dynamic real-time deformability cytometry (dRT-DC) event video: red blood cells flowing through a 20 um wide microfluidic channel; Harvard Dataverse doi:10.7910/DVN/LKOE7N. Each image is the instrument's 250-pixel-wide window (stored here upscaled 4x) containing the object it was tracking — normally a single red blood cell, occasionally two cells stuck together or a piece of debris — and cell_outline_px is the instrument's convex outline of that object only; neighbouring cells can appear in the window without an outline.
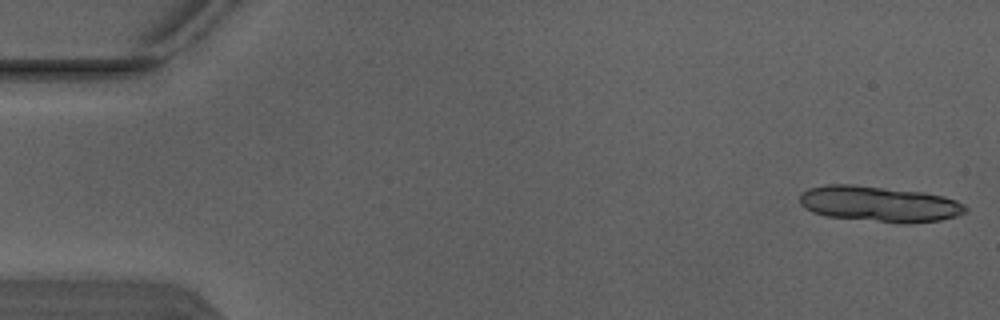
{"species": "Egyptian fruit bat (a non-hibernating species)", "species_latin": "Rousettus aegyptiacus", "temperature_condition": "warm", "stored_images_in_passage": 5, "camera_frame_rate_fps": 3000, "um_per_image_px": 0.085, "animal": {"sex": "male"}, "frame": {"image": 1, "passage_image": 1, "time_ms": 0.0, "image_size_px": [1000, 320], "cell_outline_px": [[968, 212], [956, 216], [940, 220], [904, 224], [828, 216], [812, 212], [804, 208], [800, 204], [800, 196], [808, 188], [824, 184], [852, 184], [924, 192], [944, 196], [956, 200], [964, 204], [968, 208]], "centroid_in_image_um": [74.76, 17.33], "position_along_channel_um": 10.2, "area_um2": 34.68}}